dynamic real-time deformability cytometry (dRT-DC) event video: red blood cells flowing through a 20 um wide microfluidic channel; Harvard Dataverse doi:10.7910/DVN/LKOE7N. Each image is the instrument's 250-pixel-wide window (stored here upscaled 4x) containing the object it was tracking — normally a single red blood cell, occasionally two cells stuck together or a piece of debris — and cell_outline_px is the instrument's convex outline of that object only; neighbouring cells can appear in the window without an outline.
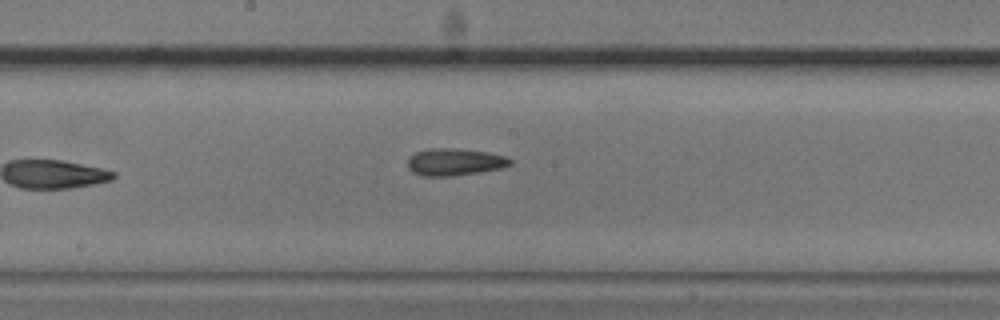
{"species": "common noctule bat (a hibernating species)", "species_latin": "Nyctalus noctula", "temperature_condition": "cold", "stored_images_in_passage": 8, "camera_frame_rate_fps": 3000, "um_per_image_px": 0.085, "animal": {"sex": "male", "body_mass_g": 20.5, "forearm_length_mm": 52.5}, "frame": {"image": 1, "passage_image": 8, "time_ms": 8.0, "image_size_px": [1000, 320], "cell_outline_px": [[512, 164], [500, 168], [480, 172], [452, 176], [424, 176], [412, 172], [408, 168], [408, 160], [416, 152], [428, 148], [452, 148], [488, 152], [504, 156], [512, 160]], "centroid_in_image_um": [38.64, 13.77], "position_along_channel_um": 209.6, "area_um2": 16.13}}